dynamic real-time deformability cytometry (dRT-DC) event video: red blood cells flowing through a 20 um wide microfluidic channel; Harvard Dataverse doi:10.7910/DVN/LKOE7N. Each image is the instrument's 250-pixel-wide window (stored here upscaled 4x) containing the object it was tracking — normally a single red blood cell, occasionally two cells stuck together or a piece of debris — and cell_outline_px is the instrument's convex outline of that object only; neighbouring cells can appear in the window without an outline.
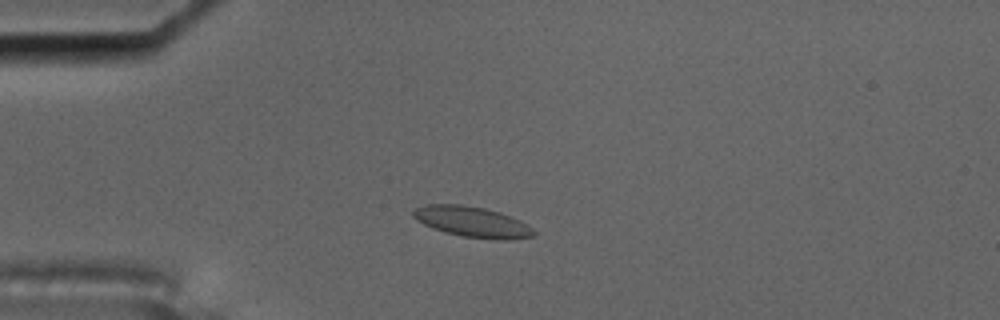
{"species": "common noctule bat (a hibernating species)", "species_latin": "Nyctalus noctula", "temperature_condition": "cold", "stored_images_in_passage": 9, "camera_frame_rate_fps": 3000, "um_per_image_px": 0.085, "animal": {"sex": "male", "body_mass_g": 17.5, "forearm_length_mm": 52.3}, "frame": {"image": 1, "passage_image": 2, "time_ms": 0.333, "image_size_px": [1000, 320], "cell_outline_px": [[536, 236], [512, 240], [496, 240], [460, 236], [444, 232], [432, 228], [416, 220], [412, 216], [412, 212], [416, 208], [424, 204], [460, 204], [484, 208], [500, 212], [520, 220], [528, 224], [536, 232]], "centroid_in_image_um": [40.16, 18.87], "position_along_channel_um": 44.8, "area_um2": 21.85}}
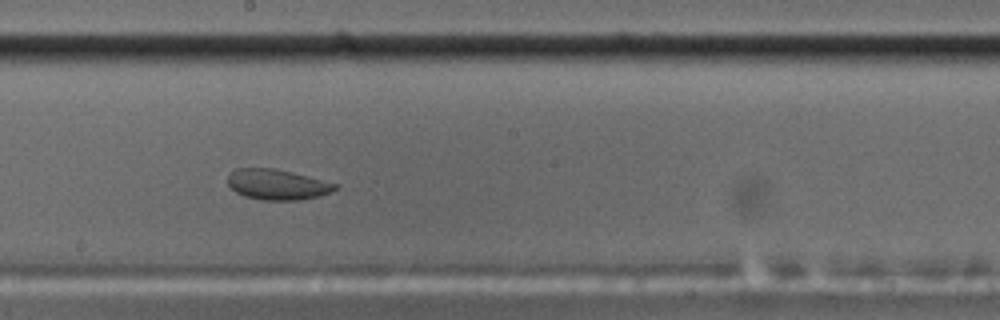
{"frame": {"image": 2, "passage_image": 7, "time_ms": 2.0, "image_size_px": [1000, 320], "cell_outline_px": [[340, 184], [336, 188], [320, 196], [300, 200], [260, 200], [244, 196], [236, 192], [228, 184], [228, 176], [236, 168], [276, 168]], "centroid_in_image_um": [23.57, 15.68], "position_along_channel_um": 224.6, "area_um2": 19.07}}